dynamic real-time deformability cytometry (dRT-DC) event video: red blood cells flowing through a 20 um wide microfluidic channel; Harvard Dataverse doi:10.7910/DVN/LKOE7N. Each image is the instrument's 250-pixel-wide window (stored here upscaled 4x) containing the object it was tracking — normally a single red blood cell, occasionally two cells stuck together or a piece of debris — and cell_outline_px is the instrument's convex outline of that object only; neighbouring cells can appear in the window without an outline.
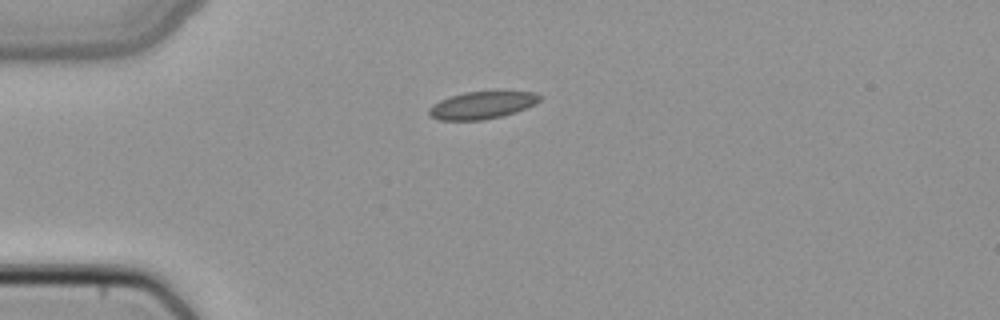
{"species": "common noctule bat (a hibernating species)", "species_latin": "Nyctalus noctula", "temperature_condition": "cold", "stored_images_in_passage": 37, "camera_frame_rate_fps": 3000, "um_per_image_px": 0.085, "animal": {"sex": "female", "body_mass_g": 22.7, "forearm_length_mm": 54.2}, "frame": {"image": 1, "passage_image": 1, "time_ms": 0.0, "image_size_px": [1000, 320], "cell_outline_px": [[544, 96], [536, 104], [516, 112], [504, 116], [484, 120], [440, 120], [428, 116], [428, 108], [432, 104], [440, 100], [464, 92], [496, 88], [536, 92]], "centroid_in_image_um": [41.06, 8.88], "position_along_channel_um": 43.9, "area_um2": 18.84}}
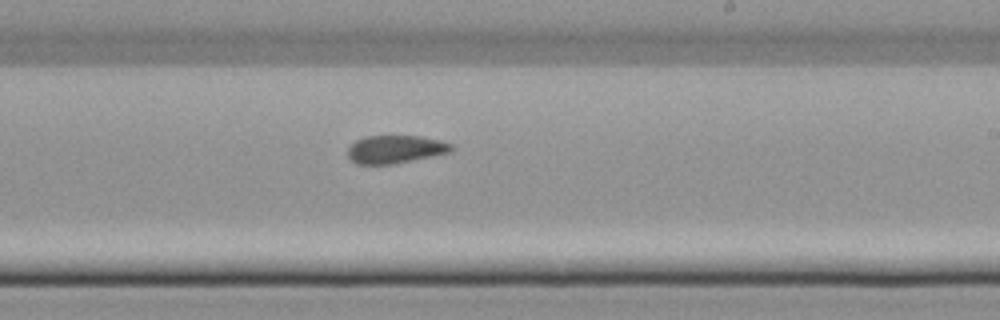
{"frame": {"image": 2, "passage_image": 18, "time_ms": 5.667, "image_size_px": [1000, 320], "cell_outline_px": [[456, 148], [452, 152], [392, 164], [356, 164], [348, 156], [348, 148], [356, 140], [364, 136], [420, 136], [440, 140], [452, 144]], "centroid_in_image_um": [33.64, 12.68], "position_along_channel_um": 255.4, "area_um2": 16.94}}
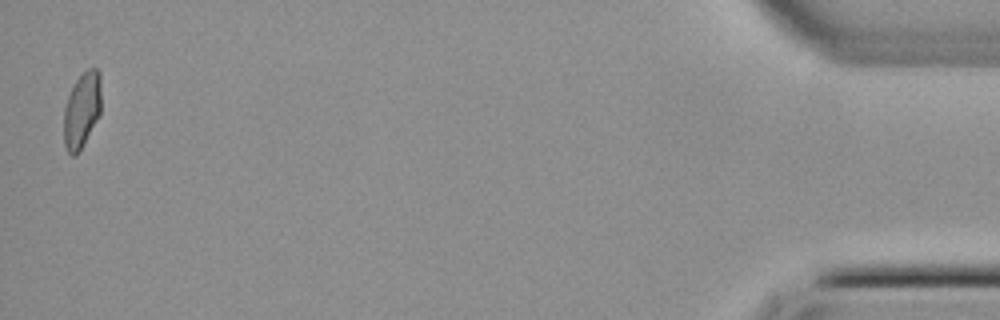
{"frame": {"image": 3, "passage_image": 37, "time_ms": 12.0, "image_size_px": [1000, 320], "cell_outline_px": [[100, 116], [80, 152], [76, 156], [72, 156], [68, 152], [64, 144], [64, 108], [68, 96], [76, 80], [88, 68], [96, 68], [100, 72]], "centroid_in_image_um": [6.96, 9.4], "position_along_channel_um": 428.2, "area_um2": 16.65}}